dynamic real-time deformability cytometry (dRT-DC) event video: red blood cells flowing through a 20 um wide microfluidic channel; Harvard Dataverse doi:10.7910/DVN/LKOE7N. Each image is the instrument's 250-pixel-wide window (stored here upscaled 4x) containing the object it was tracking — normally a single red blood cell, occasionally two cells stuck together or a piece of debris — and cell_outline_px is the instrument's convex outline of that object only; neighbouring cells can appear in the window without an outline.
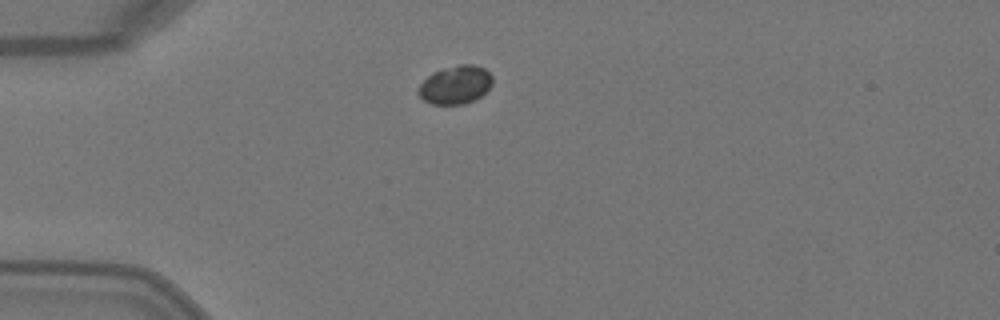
{"species": "Egyptian fruit bat (a non-hibernating species)", "species_latin": "Rousettus aegyptiacus", "temperature_condition": "warm", "stored_images_in_passage": 2, "camera_frame_rate_fps": 3000, "um_per_image_px": 0.085, "animal": {"sex": "female"}, "frame": {"image": 1, "passage_image": 2, "time_ms": 0.333, "image_size_px": [1000, 320], "cell_outline_px": [[492, 84], [480, 96], [464, 104], [432, 104], [424, 100], [416, 92], [420, 84], [432, 72], [444, 68], [460, 64], [472, 64], [484, 68], [492, 76]], "centroid_in_image_um": [38.69, 7.2], "position_along_channel_um": 46.3, "area_um2": 16.42}}